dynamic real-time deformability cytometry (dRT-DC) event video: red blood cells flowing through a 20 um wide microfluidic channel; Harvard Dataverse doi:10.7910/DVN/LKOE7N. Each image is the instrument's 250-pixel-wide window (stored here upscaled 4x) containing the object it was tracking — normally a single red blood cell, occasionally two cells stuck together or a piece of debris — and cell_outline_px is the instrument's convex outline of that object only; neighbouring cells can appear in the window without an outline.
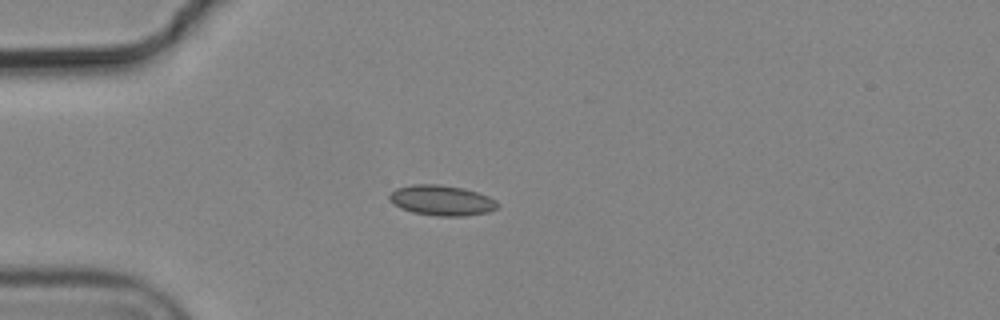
{"species": "common noctule bat (a hibernating species)", "species_latin": "Nyctalus noctula", "temperature_condition": "cold", "stored_images_in_passage": 3, "camera_frame_rate_fps": 3000, "um_per_image_px": 0.085, "animal": {"sex": "male", "body_mass_g": 19.2, "forearm_length_mm": 51.8}, "frame": {"image": 1, "passage_image": 2, "time_ms": 0.333, "image_size_px": [1000, 320], "cell_outline_px": [[500, 204], [496, 208], [488, 212], [464, 216], [436, 216], [412, 212], [400, 208], [388, 200], [388, 196], [396, 188], [412, 184], [440, 184], [464, 188], [488, 196], [496, 200]], "centroid_in_image_um": [37.53, 17.03], "position_along_channel_um": 47.5, "area_um2": 19.25}}
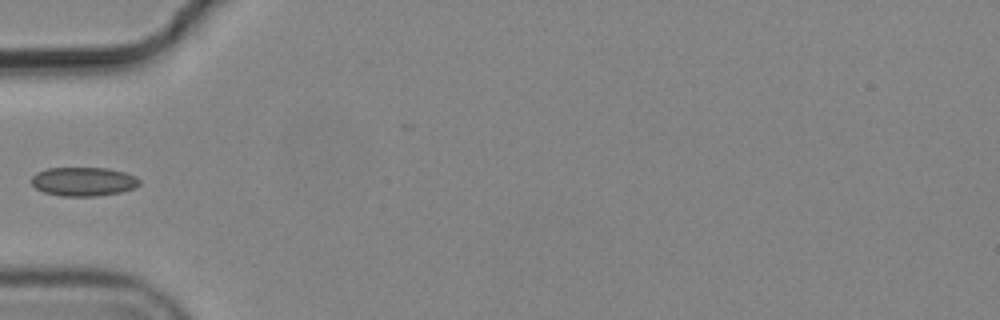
{"frame": {"image": 2, "passage_image": 3, "time_ms": 0.667, "image_size_px": [1000, 320], "cell_outline_px": [[140, 184], [136, 188], [120, 192], [96, 196], [60, 196], [44, 192], [36, 188], [32, 184], [32, 176], [36, 172], [48, 168], [108, 168], [124, 172], [136, 176], [140, 180]], "centroid_in_image_um": [7.11, 15.43], "position_along_channel_um": 77.9, "area_um2": 18.26}}